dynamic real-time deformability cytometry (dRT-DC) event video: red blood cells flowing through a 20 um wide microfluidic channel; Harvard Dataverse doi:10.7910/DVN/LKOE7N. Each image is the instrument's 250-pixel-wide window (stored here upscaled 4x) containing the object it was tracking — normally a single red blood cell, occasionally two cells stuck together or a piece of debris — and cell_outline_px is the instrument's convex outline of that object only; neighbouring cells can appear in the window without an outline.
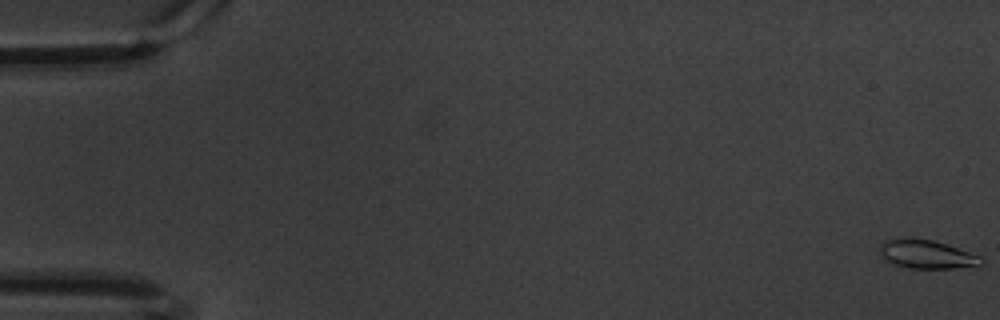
{"species": "common noctule bat (a hibernating species)", "species_latin": "Nyctalus noctula", "temperature_condition": "warm", "stored_images_in_passage": 62, "camera_frame_rate_fps": 3000, "um_per_image_px": 0.085, "animal": {"sex": "male", "body_mass_g": 20.1, "forearm_length_mm": 53.5}, "frame": {"image": 1, "passage_image": 1, "time_ms": 0.0, "image_size_px": [1000, 320], "cell_outline_px": [[984, 264], [952, 268], [908, 268], [896, 264], [880, 256], [880, 244], [884, 240], [932, 240], [980, 256], [984, 260]], "centroid_in_image_um": [78.78, 21.64], "position_along_channel_um": 6.2, "area_um2": 16.13}}
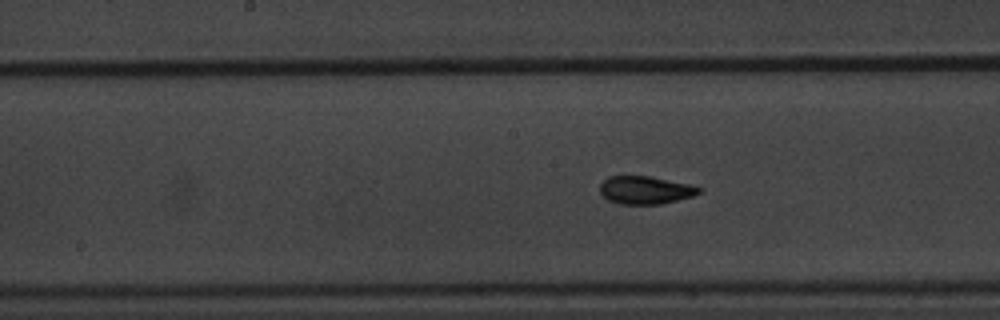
{"frame": {"image": 2, "passage_image": 32, "time_ms": 10.333, "image_size_px": [1000, 320], "cell_outline_px": [[704, 188], [700, 192], [692, 196], [660, 204], [620, 204], [608, 200], [600, 192], [600, 184], [608, 176], [652, 176], [688, 184]], "centroid_in_image_um": [54.85, 16.15], "position_along_channel_um": 193.4, "area_um2": 16.07}}
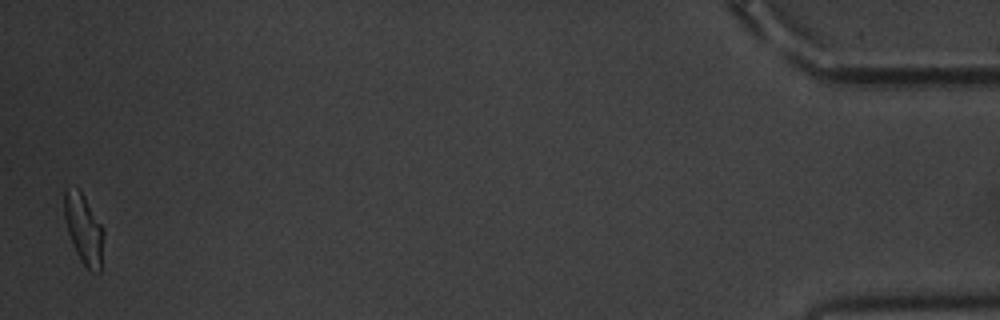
{"frame": {"image": 3, "passage_image": 61, "time_ms": 20.0, "image_size_px": [1000, 320], "cell_outline_px": [[104, 232], [100, 272], [96, 272], [88, 268], [80, 260], [72, 244], [64, 220], [64, 188], [80, 188], [104, 228]], "centroid_in_image_um": [7.11, 19.42], "position_along_channel_um": 428.1, "area_um2": 16.18}, "authors_computed_cell_mechanics": {"area_um2": 16.1262, "velocity_mm_per_s": 3.3495, "shape_relaxation_time_tau1_ms": 2.9329, "shape_relaxation_time_tau2_ms": 1.477, "deformation_change_tau1": 0.1258, "deformation_change_tau2": 0.0664}}